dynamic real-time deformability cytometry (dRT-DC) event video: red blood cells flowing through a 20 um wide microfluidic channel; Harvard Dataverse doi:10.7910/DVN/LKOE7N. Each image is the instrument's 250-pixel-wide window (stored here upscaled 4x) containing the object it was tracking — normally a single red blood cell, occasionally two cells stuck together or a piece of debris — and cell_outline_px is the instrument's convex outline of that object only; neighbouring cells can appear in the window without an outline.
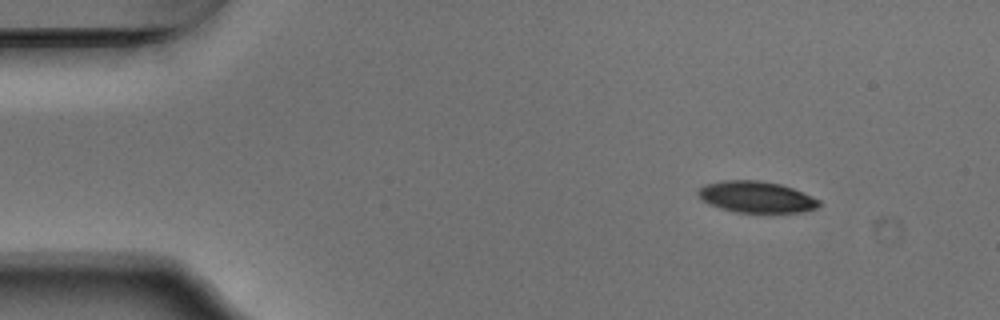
{"species": "Egyptian fruit bat (a non-hibernating species)", "species_latin": "Rousettus aegyptiacus", "temperature_condition": "warm", "stored_images_in_passage": 48, "camera_frame_rate_fps": 3000, "um_per_image_px": 0.085, "animal": {"sex": "male"}, "frame": {"image": 1, "passage_image": 1, "time_ms": 0.0, "image_size_px": [1000, 320], "cell_outline_px": [[820, 204], [812, 208], [792, 212], [744, 212], [728, 208], [704, 200], [700, 196], [700, 188], [708, 184], [736, 180], [748, 180], [776, 184], [792, 188], [816, 200]], "centroid_in_image_um": [64.3, 16.73], "position_along_channel_um": 20.7, "area_um2": 20.17}}
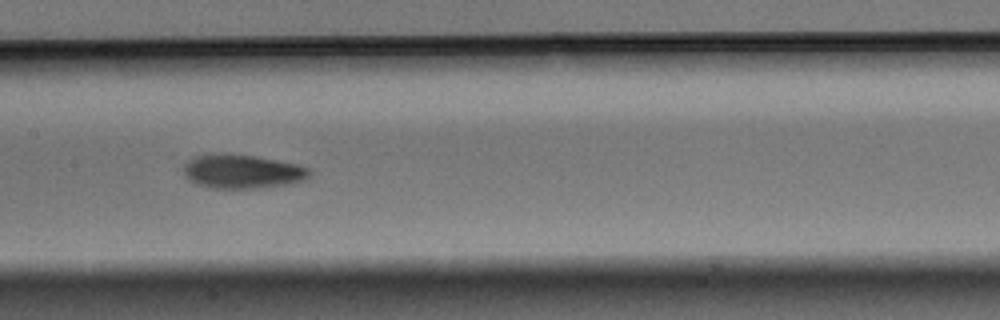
{"frame": {"image": 2, "passage_image": 21, "time_ms": 6.667, "image_size_px": [1000, 320], "cell_outline_px": [[308, 172], [304, 176], [292, 180], [264, 184], [208, 184], [196, 180], [188, 176], [188, 164], [192, 160], [204, 156], [248, 156], [288, 164], [304, 168]], "centroid_in_image_um": [20.55, 14.5], "position_along_channel_um": 186.8, "area_um2": 19.48}}
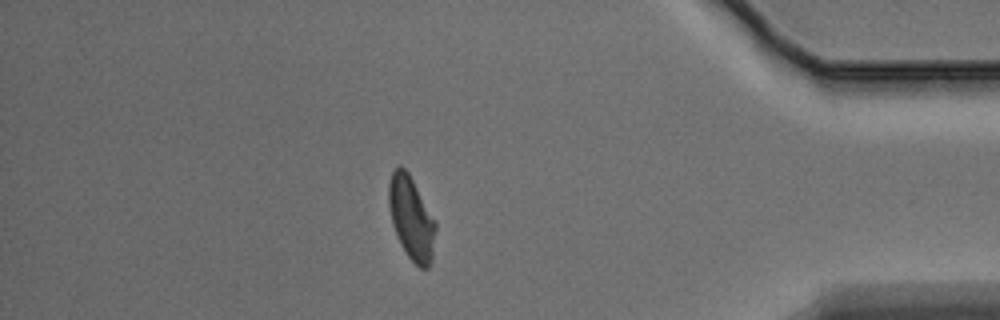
{"frame": {"image": 3, "passage_image": 41, "time_ms": 13.333, "image_size_px": [1000, 320], "cell_outline_px": [[436, 228], [428, 268], [420, 268], [408, 256], [396, 232], [392, 220], [388, 200], [388, 188], [392, 172], [396, 168], [404, 168], [408, 172], [436, 224]], "centroid_in_image_um": [34.95, 18.52], "position_along_channel_um": 400.3, "area_um2": 21.5}, "authors_computed_cell_mechanics": {"area_um2": 20.808, "velocity_mm_per_s": 3.7535, "shape_relaxation_time_tau1_ms": 5.7188, "shape_relaxation_time_tau2_ms": 3.1644, "deformation_change_tau1": 0.2083, "deformation_change_tau2": 0.1017}}